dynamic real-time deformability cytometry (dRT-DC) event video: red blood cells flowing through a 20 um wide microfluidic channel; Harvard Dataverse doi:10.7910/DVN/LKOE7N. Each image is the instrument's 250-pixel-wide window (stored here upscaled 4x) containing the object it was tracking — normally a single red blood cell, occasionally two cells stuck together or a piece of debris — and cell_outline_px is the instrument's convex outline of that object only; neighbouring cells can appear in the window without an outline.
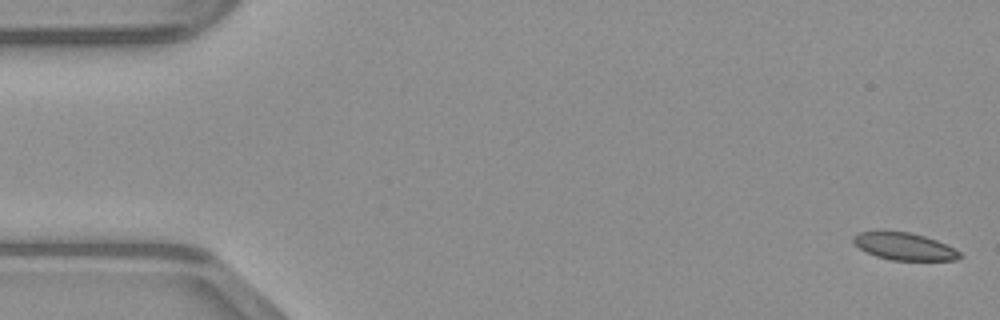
{"species": "common noctule bat (a hibernating species)", "species_latin": "Nyctalus noctula", "temperature_condition": "warm", "stored_images_in_passage": 15, "camera_frame_rate_fps": 3000, "um_per_image_px": 0.085, "animal": {"sex": "male", "body_mass_g": 23.1, "forearm_length_mm": 52.7}, "frame": {"image": 1, "passage_image": 1, "time_ms": 0.0, "image_size_px": [1000, 320], "cell_outline_px": [[964, 256], [956, 260], [892, 260], [876, 256], [860, 248], [852, 240], [852, 236], [860, 232], [876, 228], [880, 228], [912, 232], [936, 240], [960, 252]], "centroid_in_image_um": [76.8, 20.89], "position_along_channel_um": 8.2, "area_um2": 17.4}}
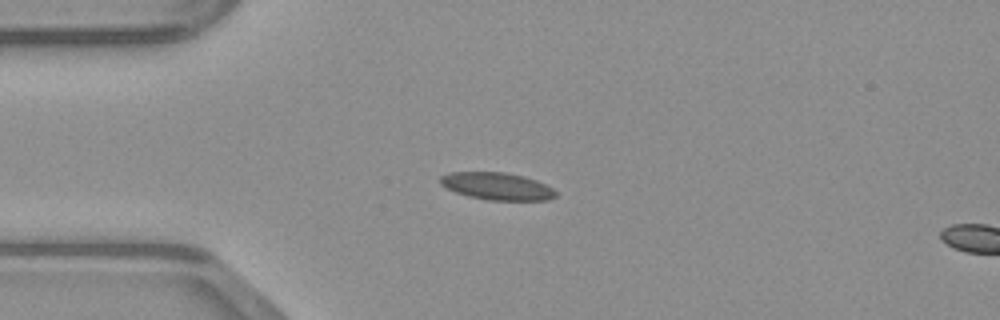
{"frame": {"image": 2, "passage_image": 12, "time_ms": 3.667, "image_size_px": [1000, 320], "cell_outline_px": [[556, 196], [548, 200], [488, 200], [468, 196], [456, 192], [440, 184], [440, 176], [448, 172], [504, 172], [524, 176], [536, 180], [552, 188], [556, 192]], "centroid_in_image_um": [42.24, 15.82], "position_along_channel_um": 42.8, "area_um2": 18.32}}